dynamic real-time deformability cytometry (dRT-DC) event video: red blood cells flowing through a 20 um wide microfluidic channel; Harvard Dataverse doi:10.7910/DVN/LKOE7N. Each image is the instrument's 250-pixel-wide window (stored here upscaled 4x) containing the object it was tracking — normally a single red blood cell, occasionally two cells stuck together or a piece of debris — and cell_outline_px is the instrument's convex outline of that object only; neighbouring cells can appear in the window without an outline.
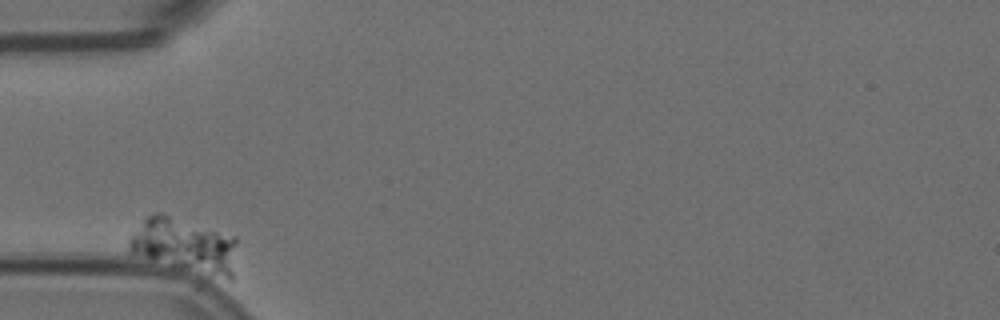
{"species": "Egyptian fruit bat (a non-hibernating species)", "species_latin": "Rousettus aegyptiacus", "temperature_condition": "room temperature", "stored_images_in_passage": 6, "camera_frame_rate_fps": 3000, "um_per_image_px": 0.085, "animal": {"sex": "female"}, "frame": {"image": 1, "passage_image": 1, "time_ms": 0.0, "image_size_px": [1000, 320], "cell_outline_px": [[236, 244], [232, 280], [228, 280], [212, 276], [152, 260], [128, 252], [128, 240], [144, 220], [148, 216], [156, 212], [160, 212], [236, 236]], "centroid_in_image_um": [15.71, 20.86], "position_along_channel_um": 69.3, "area_um2": 33.99}}
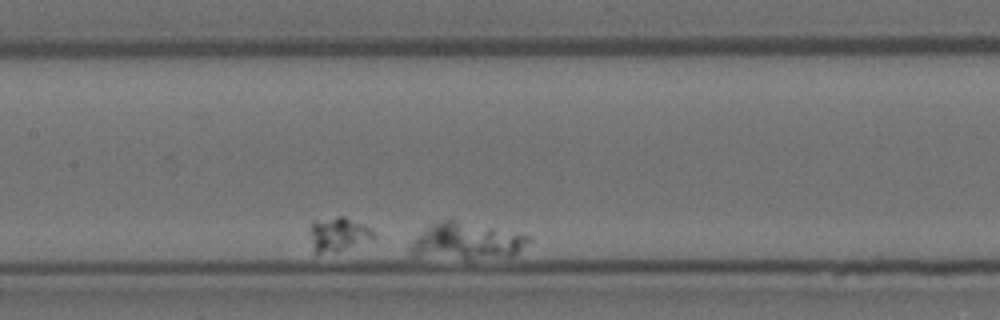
{"frame": {"image": 2, "passage_image": 4, "time_ms": 1.0, "image_size_px": [1000, 320], "cell_outline_px": [[532, 240], [512, 256], [412, 256], [408, 248], [412, 240], [416, 236], [432, 224], [440, 220], [452, 216], [532, 236]], "centroid_in_image_um": [39.67, 20.39], "position_along_channel_um": 167.7, "area_um2": 25.2}}
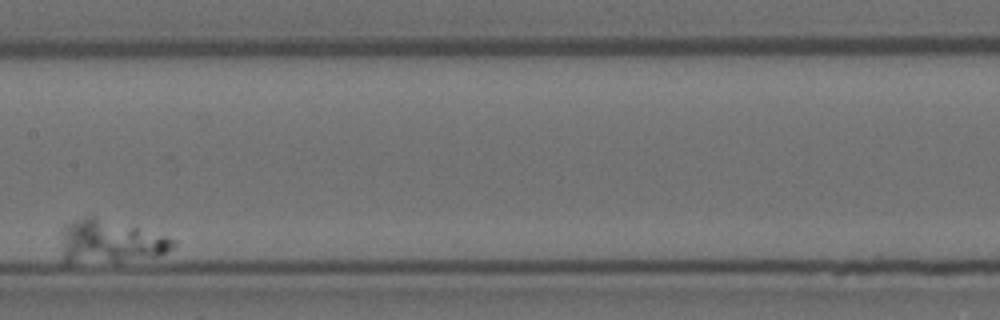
{"frame": {"image": 3, "passage_image": 5, "time_ms": 1.333, "image_size_px": [1000, 320], "cell_outline_px": [[176, 244], [168, 252], [160, 256], [116, 260], [68, 264], [64, 260], [64, 228], [68, 224], [84, 216], [92, 216], [136, 228], [164, 236], [176, 240]], "centroid_in_image_um": [9.38, 20.55], "position_along_channel_um": 198.0, "area_um2": 26.88}}